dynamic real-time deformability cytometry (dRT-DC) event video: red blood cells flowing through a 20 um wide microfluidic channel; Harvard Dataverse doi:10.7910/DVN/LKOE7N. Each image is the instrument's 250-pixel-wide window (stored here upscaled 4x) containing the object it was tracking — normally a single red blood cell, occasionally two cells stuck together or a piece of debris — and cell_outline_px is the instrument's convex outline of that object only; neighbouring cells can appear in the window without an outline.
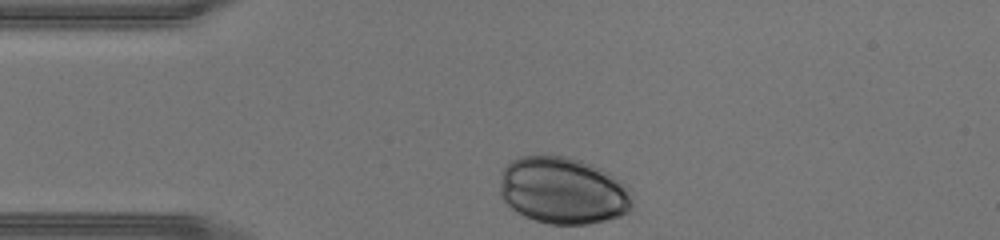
{"species": "human", "species_latin": "Homo sapiens", "temperature_condition": "warm", "stored_images_in_passage": 27, "camera_frame_rate_fps": 3000, "um_per_image_px": 0.085, "donor": {"sex": "male"}, "frame": {"image": 1, "passage_image": 1, "time_ms": 0.0, "image_size_px": [1000, 240], "cell_outline_px": [[632, 204], [628, 212], [620, 216], [608, 220], [588, 224], [548, 224], [524, 216], [516, 212], [500, 196], [500, 172], [512, 160], [520, 156], [568, 156], [592, 164], [616, 176], [628, 184], [632, 188]], "centroid_in_image_um": [47.89, 16.2], "position_along_channel_um": 37.1, "area_um2": 52.37}}
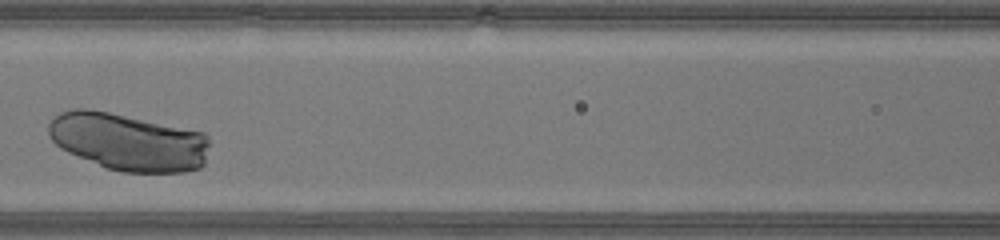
{"frame": {"image": 2, "passage_image": 11, "time_ms": 3.333, "image_size_px": [1000, 240], "cell_outline_px": [[208, 144], [204, 164], [200, 168], [184, 172], [120, 172], [104, 168], [68, 152], [60, 148], [48, 136], [48, 124], [60, 112], [72, 108], [88, 108], [108, 112], [204, 132], [208, 136]], "centroid_in_image_um": [10.87, 12.06], "position_along_channel_um": 155.7, "area_um2": 54.04}}
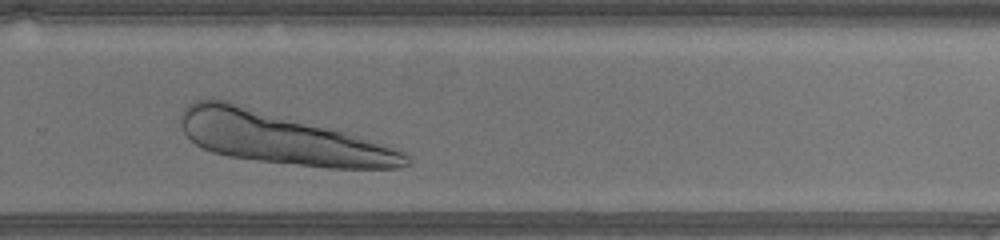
{"frame": {"image": 3, "passage_image": 21, "time_ms": 6.667, "image_size_px": [1000, 240], "cell_outline_px": [[412, 160], [408, 164], [400, 168], [328, 168], [256, 160], [228, 156], [212, 152], [196, 144], [184, 132], [180, 124], [180, 116], [184, 108], [192, 100], [212, 96], [228, 100], [344, 132], [404, 152]], "centroid_in_image_um": [23.8, 11.72], "position_along_channel_um": 306.0, "area_um2": 66.99}}